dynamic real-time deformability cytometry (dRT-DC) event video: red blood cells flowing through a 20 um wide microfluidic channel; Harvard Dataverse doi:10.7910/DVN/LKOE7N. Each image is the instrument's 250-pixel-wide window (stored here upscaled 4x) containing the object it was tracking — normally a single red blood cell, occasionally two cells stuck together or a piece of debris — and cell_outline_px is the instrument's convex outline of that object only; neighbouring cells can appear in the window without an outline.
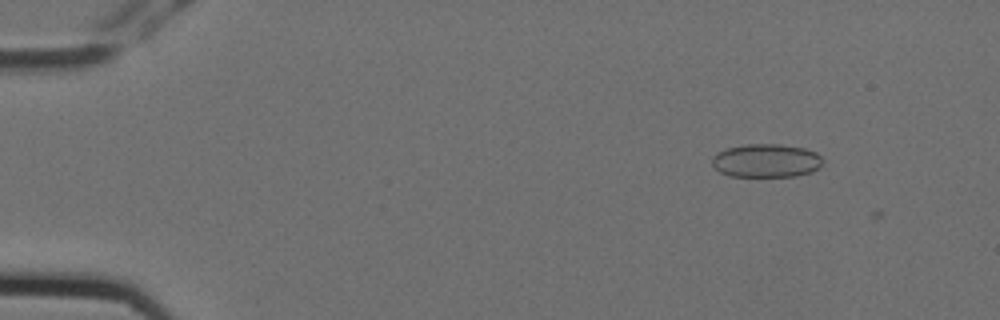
{"species": "Egyptian fruit bat (a non-hibernating species)", "species_latin": "Rousettus aegyptiacus", "temperature_condition": "cold", "stored_images_in_passage": 4, "camera_frame_rate_fps": 3000, "um_per_image_px": 0.085, "animal": {"sex": "female"}, "frame": {"image": 1, "passage_image": 1, "time_ms": 0.0, "image_size_px": [1000, 320], "cell_outline_px": [[824, 160], [820, 168], [812, 172], [796, 176], [728, 176], [720, 172], [712, 164], [712, 156], [728, 148], [744, 144], [780, 144], [804, 148], [816, 152]], "centroid_in_image_um": [65.16, 13.66], "position_along_channel_um": 19.8, "area_um2": 21.68}}
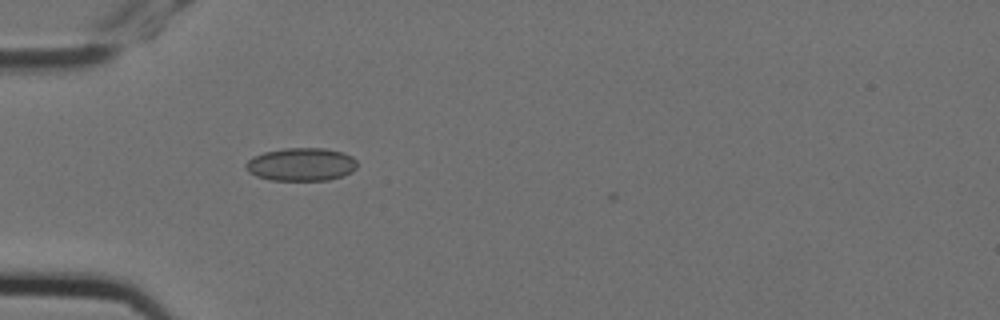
{"frame": {"image": 2, "passage_image": 4, "time_ms": 1.0, "image_size_px": [1000, 320], "cell_outline_px": [[356, 168], [352, 172], [328, 180], [272, 180], [256, 176], [248, 172], [244, 168], [244, 164], [252, 156], [264, 152], [284, 148], [324, 148], [344, 152], [352, 156], [356, 160]], "centroid_in_image_um": [25.57, 13.96], "position_along_channel_um": 59.4, "area_um2": 21.62}}